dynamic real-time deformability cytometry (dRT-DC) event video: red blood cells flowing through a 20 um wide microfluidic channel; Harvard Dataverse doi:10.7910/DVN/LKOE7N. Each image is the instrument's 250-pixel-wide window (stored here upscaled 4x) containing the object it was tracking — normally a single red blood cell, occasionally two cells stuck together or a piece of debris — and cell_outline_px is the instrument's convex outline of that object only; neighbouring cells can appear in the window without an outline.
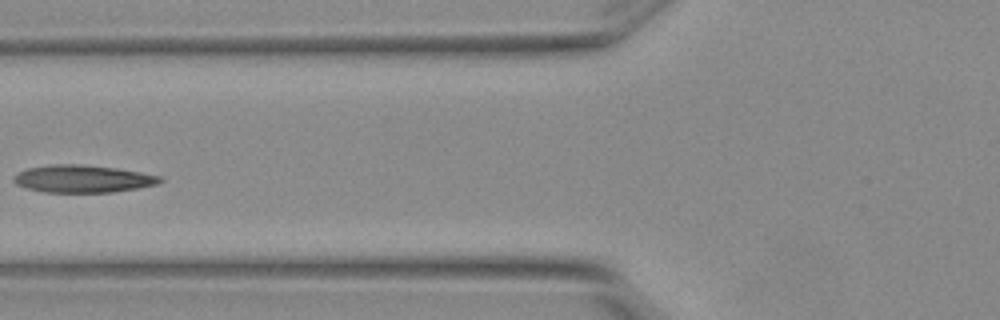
{"species": "Egyptian fruit bat (a non-hibernating species)", "species_latin": "Rousettus aegyptiacus", "temperature_condition": "warm", "stored_images_in_passage": 4, "camera_frame_rate_fps": 3000, "um_per_image_px": 0.085, "animal": {"sex": "female"}, "frame": {"image": 1, "passage_image": 4, "time_ms": 1.0, "image_size_px": [1000, 320], "cell_outline_px": [[164, 180], [156, 184], [136, 188], [112, 192], [44, 192], [24, 188], [16, 184], [12, 180], [12, 176], [16, 172], [28, 168], [52, 164], [80, 164], [116, 168], [140, 172], [160, 176]], "centroid_in_image_um": [6.96, 15.19], "position_along_channel_um": 118.8, "area_um2": 23.47}}